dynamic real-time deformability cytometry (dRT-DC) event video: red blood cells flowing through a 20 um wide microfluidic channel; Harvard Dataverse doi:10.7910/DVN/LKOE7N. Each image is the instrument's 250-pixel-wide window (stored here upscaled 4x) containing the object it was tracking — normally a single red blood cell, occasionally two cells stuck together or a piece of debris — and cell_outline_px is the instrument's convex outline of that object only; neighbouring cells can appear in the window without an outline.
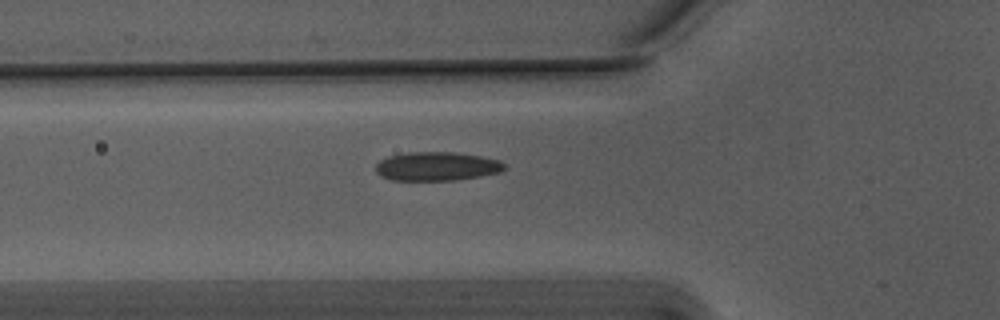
{"species": "Egyptian fruit bat (a non-hibernating species)", "species_latin": "Rousettus aegyptiacus", "temperature_condition": "warm", "stored_images_in_passage": 40, "camera_frame_rate_fps": 3000, "um_per_image_px": 0.085, "animal": {"sex": "male"}, "frame": {"image": 1, "passage_image": 8, "time_ms": 2.333, "image_size_px": [1000, 320], "cell_outline_px": [[504, 168], [500, 172], [480, 176], [456, 180], [392, 180], [380, 176], [376, 172], [376, 164], [380, 160], [388, 156], [408, 152], [452, 152], [480, 156], [500, 160], [504, 164]], "centroid_in_image_um": [37.1, 14.14], "position_along_channel_um": 88.7, "area_um2": 21.56}}
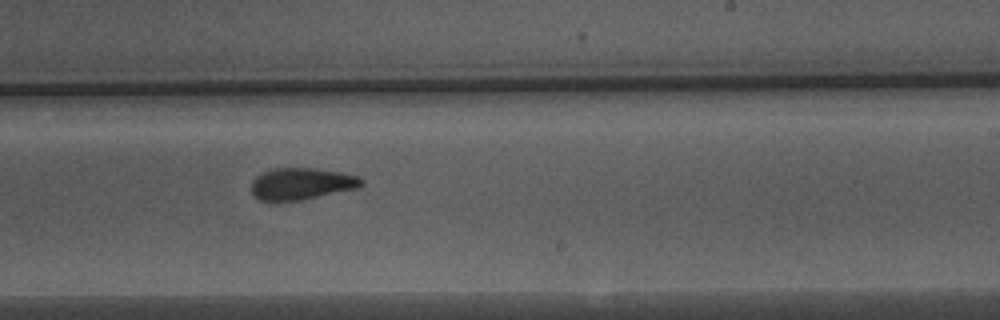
{"frame": {"image": 2, "passage_image": 22, "time_ms": 7.0, "image_size_px": [1000, 320], "cell_outline_px": [[364, 184], [356, 188], [300, 200], [268, 204], [252, 196], [252, 180], [256, 176], [272, 168], [316, 168], [340, 172], [360, 176], [364, 180]], "centroid_in_image_um": [25.57, 15.64], "position_along_channel_um": 263.4, "area_um2": 20.87}}
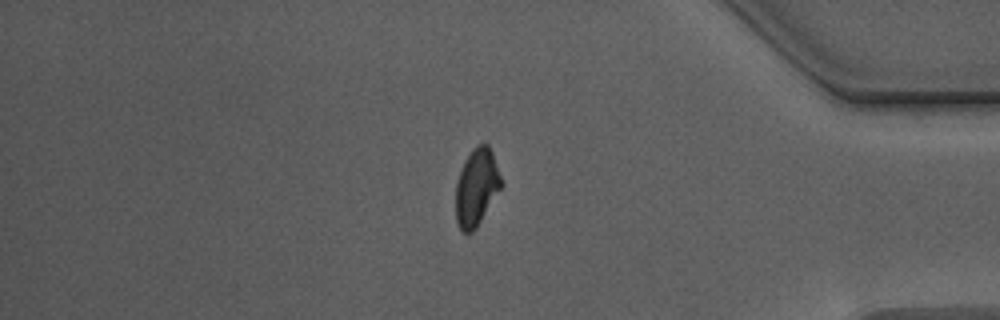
{"frame": {"image": 3, "passage_image": 35, "time_ms": 11.333, "image_size_px": [1000, 320], "cell_outline_px": [[500, 188], [476, 228], [472, 232], [464, 232], [460, 228], [456, 220], [456, 180], [464, 160], [472, 148], [476, 144], [488, 144], [492, 152], [500, 176]], "centroid_in_image_um": [40.47, 15.88], "position_along_channel_um": 394.7, "area_um2": 20.06}, "authors_computed_cell_mechanics": {"area_um2": 21.0681, "velocity_mm_per_s": 3.746, "shape_relaxation_time_tau1_ms": 7.4959, "shape_relaxation_time_tau2_ms": 1.8005, "deformation_change_tau1": 0.1757, "deformation_change_tau2": 0.062}}